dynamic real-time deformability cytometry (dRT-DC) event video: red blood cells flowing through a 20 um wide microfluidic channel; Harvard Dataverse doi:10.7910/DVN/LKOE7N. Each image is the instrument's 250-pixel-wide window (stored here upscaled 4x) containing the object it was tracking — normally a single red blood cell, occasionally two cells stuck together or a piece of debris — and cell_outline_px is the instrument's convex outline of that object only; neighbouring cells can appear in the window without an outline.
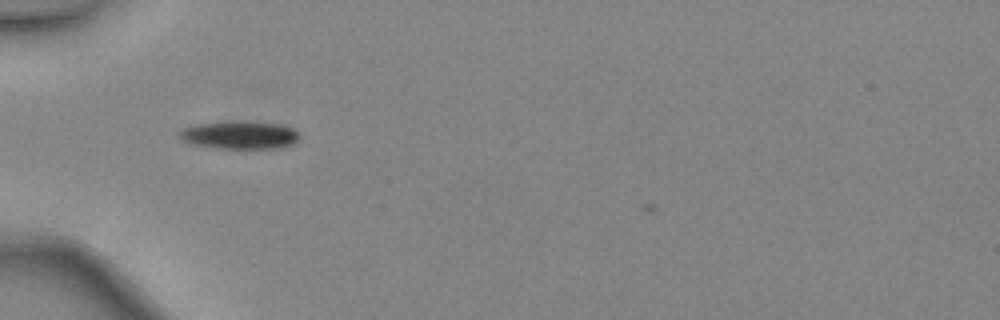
{"species": "common noctule bat (a hibernating species)", "species_latin": "Nyctalus noctula", "temperature_condition": "warm", "stored_images_in_passage": 36, "camera_frame_rate_fps": 3000, "um_per_image_px": 0.085, "animal": {"sex": "female", "body_mass_g": 24.6, "forearm_length_mm": 56.2}, "frame": {"image": 1, "passage_image": 7, "time_ms": 2.0, "image_size_px": [1000, 320], "cell_outline_px": [[300, 140], [292, 144], [276, 148], [216, 148], [192, 144], [184, 140], [176, 132], [184, 128], [196, 124], [244, 120], [284, 124], [300, 132]], "centroid_in_image_um": [20.43, 11.46], "position_along_channel_um": 64.6, "area_um2": 19.83}}
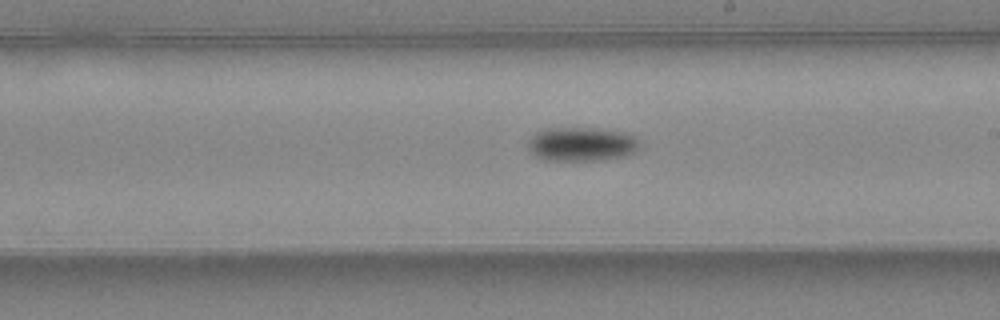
{"frame": {"image": 2, "passage_image": 19, "time_ms": 6.0, "image_size_px": [1000, 320], "cell_outline_px": [[640, 144], [636, 152], [628, 156], [600, 160], [540, 160], [528, 148], [528, 140], [536, 132], [552, 128], [600, 128], [624, 132], [636, 136], [640, 140]], "centroid_in_image_um": [49.49, 12.25], "position_along_channel_um": 239.5, "area_um2": 22.43}}
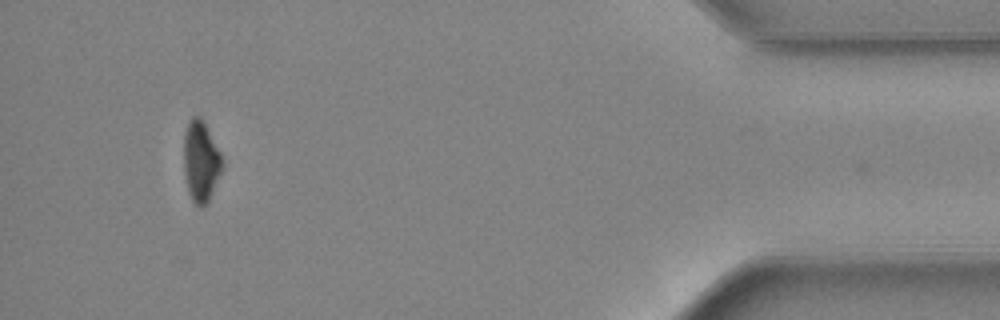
{"frame": {"image": 3, "passage_image": 35, "time_ms": 11.333, "image_size_px": [1000, 320], "cell_outline_px": [[224, 160], [220, 172], [208, 204], [200, 208], [192, 200], [188, 192], [184, 176], [184, 132], [192, 116], [200, 116], [204, 120]], "centroid_in_image_um": [17.07, 13.72], "position_along_channel_um": 418.1, "area_um2": 18.26}, "authors_computed_cell_mechanics": {"area_um2": 19.9121, "velocity_mm_per_s": 4.4931, "shape_relaxation_time_tau1_ms": 2.0316, "shape_relaxation_time_tau2_ms": null, "deformation_change_tau1": 0.0996, "deformation_change_tau2": null}}